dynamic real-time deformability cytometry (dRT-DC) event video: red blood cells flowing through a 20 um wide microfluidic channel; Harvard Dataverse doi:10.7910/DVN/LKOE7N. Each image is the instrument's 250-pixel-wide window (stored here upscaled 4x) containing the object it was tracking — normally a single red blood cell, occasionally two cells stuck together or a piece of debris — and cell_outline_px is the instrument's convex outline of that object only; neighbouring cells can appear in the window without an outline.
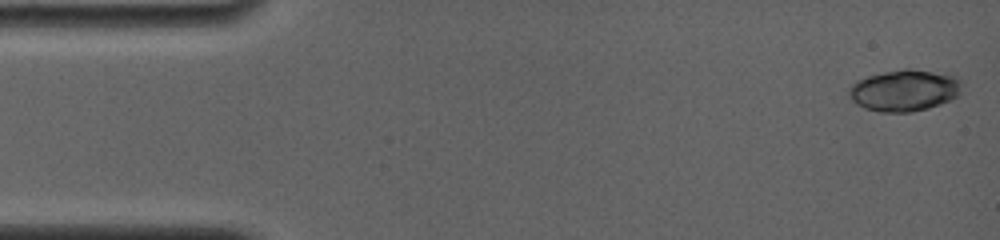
{"species": "common noctule bat (a hibernating species)", "species_latin": "Nyctalus noctula", "temperature_condition": "room temperature", "stored_images_in_passage": 11, "camera_frame_rate_fps": 4000, "um_per_image_px": 0.085, "animal": {"sex": "female", "body_mass_g": 19.0, "forearm_length_mm": 56.7}, "frame": {"image": 1, "passage_image": 1, "time_ms": 0.0, "image_size_px": [1000, 240], "cell_outline_px": [[964, 84], [960, 92], [956, 96], [940, 104], [928, 108], [912, 112], [880, 112], [864, 108], [856, 104], [852, 100], [848, 92], [848, 88], [856, 80], [868, 76], [884, 72], [904, 68], [908, 68], [948, 72], [956, 76]], "centroid_in_image_um": [76.9, 7.66], "position_along_channel_um": 8.1, "area_um2": 27.8}}
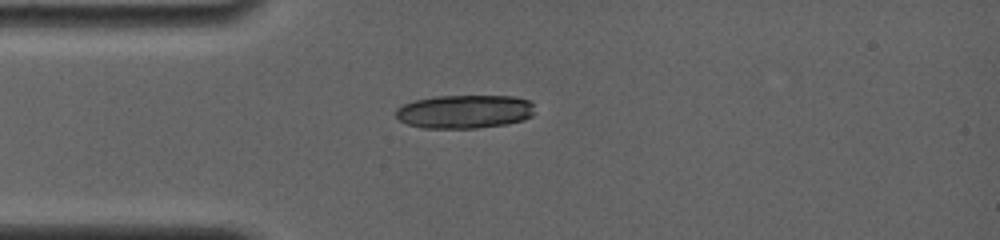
{"frame": {"image": 2, "passage_image": 10, "time_ms": 3.75, "image_size_px": [1000, 240], "cell_outline_px": [[532, 116], [524, 120], [504, 124], [476, 128], [424, 128], [408, 124], [400, 120], [396, 116], [396, 108], [404, 104], [416, 100], [436, 96], [512, 96], [528, 100], [532, 104]], "centroid_in_image_um": [39.47, 9.48], "position_along_channel_um": 45.5, "area_um2": 26.93}}